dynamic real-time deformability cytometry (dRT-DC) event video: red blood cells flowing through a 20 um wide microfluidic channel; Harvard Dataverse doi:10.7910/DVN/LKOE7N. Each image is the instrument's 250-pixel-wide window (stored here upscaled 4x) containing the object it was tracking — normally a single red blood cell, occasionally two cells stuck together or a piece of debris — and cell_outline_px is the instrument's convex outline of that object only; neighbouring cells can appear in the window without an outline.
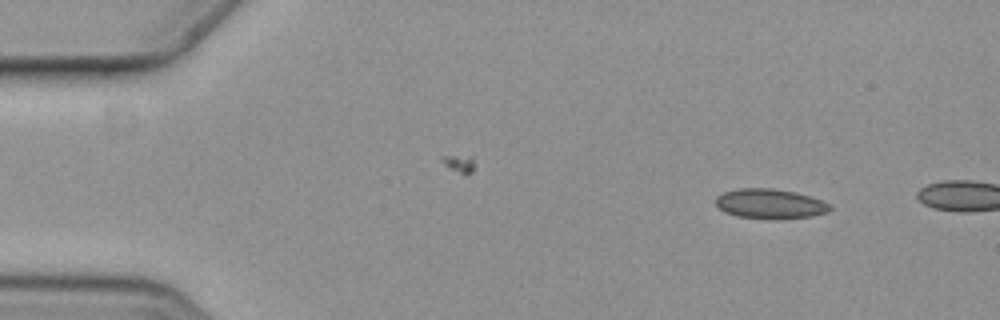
{"species": "common noctule bat (a hibernating species)", "species_latin": "Nyctalus noctula", "temperature_condition": "cold", "stored_images_in_passage": 3, "camera_frame_rate_fps": 3000, "um_per_image_px": 0.085, "animal": {"sex": "female", "body_mass_g": 19.3, "forearm_length_mm": 54.1}, "frame": {"image": 1, "passage_image": 1, "time_ms": 0.0, "image_size_px": [1000, 320], "cell_outline_px": [[832, 208], [828, 212], [812, 216], [780, 220], [772, 220], [736, 216], [724, 212], [716, 204], [716, 196], [724, 192], [740, 188], [768, 188], [792, 192], [808, 196], [820, 200], [828, 204]], "centroid_in_image_um": [65.43, 17.35], "position_along_channel_um": 19.6, "area_um2": 19.83}}